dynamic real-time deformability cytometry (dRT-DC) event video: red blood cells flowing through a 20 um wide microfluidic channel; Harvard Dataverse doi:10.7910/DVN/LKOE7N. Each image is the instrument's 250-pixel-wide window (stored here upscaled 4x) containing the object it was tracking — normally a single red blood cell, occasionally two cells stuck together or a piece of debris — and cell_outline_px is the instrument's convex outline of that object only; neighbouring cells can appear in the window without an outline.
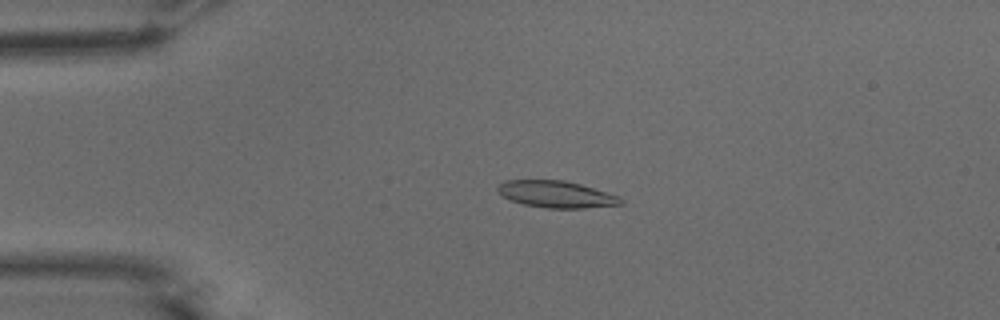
{"species": "common noctule bat (a hibernating species)", "species_latin": "Nyctalus noctula", "temperature_condition": "warm", "stored_images_in_passage": 46, "camera_frame_rate_fps": 3000, "um_per_image_px": 0.085, "animal": {"sex": "male", "body_mass_g": 15.6}, "frame": {"image": 1, "passage_image": 4, "time_ms": 1.0, "image_size_px": [1000, 320], "cell_outline_px": [[624, 204], [584, 208], [548, 208], [524, 204], [512, 200], [504, 196], [496, 188], [504, 180], [564, 180], [580, 184], [620, 196], [624, 200]], "centroid_in_image_um": [47.33, 16.51], "position_along_channel_um": 37.7, "area_um2": 19.07}}
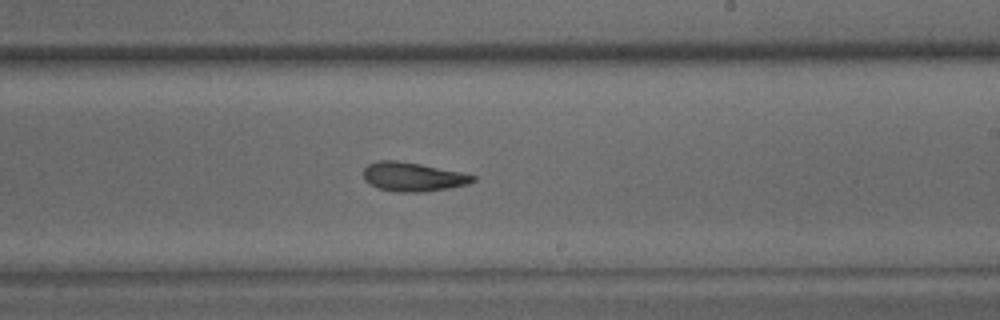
{"frame": {"image": 2, "passage_image": 24, "time_ms": 7.667, "image_size_px": [1000, 320], "cell_outline_px": [[476, 180], [468, 184], [448, 188], [420, 192], [396, 192], [380, 188], [364, 180], [364, 168], [368, 164], [376, 160], [396, 160], [420, 164], [460, 172], [476, 176]], "centroid_in_image_um": [35.09, 15.02], "position_along_channel_um": 253.9, "area_um2": 18.32}}
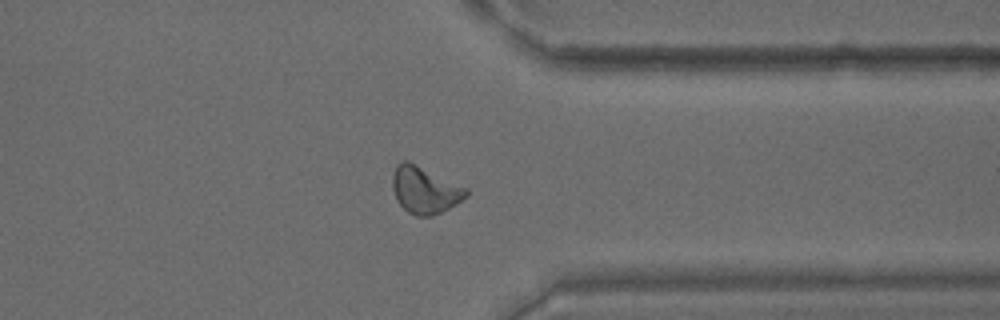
{"frame": {"image": 3, "passage_image": 34, "time_ms": 11.0, "image_size_px": [1000, 320], "cell_outline_px": [[468, 196], [448, 208], [432, 216], [416, 216], [408, 212], [396, 200], [392, 188], [392, 176], [396, 164], [404, 160], [408, 160], [468, 188]], "centroid_in_image_um": [36.09, 16.13], "position_along_channel_um": 375.3, "area_um2": 20.17}, "authors_computed_cell_mechanics": {"area_um2": 19.1318, "velocity_mm_per_s": 3.7496, "shape_relaxation_time_tau1_ms": 6.4343, "shape_relaxation_time_tau2_ms": 3.246, "deformation_change_tau1": 0.1747, "deformation_change_tau2": 0.1079}}